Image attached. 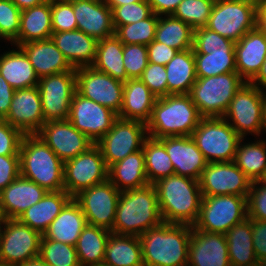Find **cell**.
I'll return each instance as SVG.
<instances>
[{"label":"cell","instance_id":"cell-22","mask_svg":"<svg viewBox=\"0 0 266 266\" xmlns=\"http://www.w3.org/2000/svg\"><path fill=\"white\" fill-rule=\"evenodd\" d=\"M77 29L97 41L115 35L112 9L105 0H72Z\"/></svg>","mask_w":266,"mask_h":266},{"label":"cell","instance_id":"cell-2","mask_svg":"<svg viewBox=\"0 0 266 266\" xmlns=\"http://www.w3.org/2000/svg\"><path fill=\"white\" fill-rule=\"evenodd\" d=\"M163 223L154 184L120 193L111 233L141 236Z\"/></svg>","mask_w":266,"mask_h":266},{"label":"cell","instance_id":"cell-63","mask_svg":"<svg viewBox=\"0 0 266 266\" xmlns=\"http://www.w3.org/2000/svg\"><path fill=\"white\" fill-rule=\"evenodd\" d=\"M108 4V6L113 9L116 6H122L125 4H130V3H134V2H140L143 0H105Z\"/></svg>","mask_w":266,"mask_h":266},{"label":"cell","instance_id":"cell-20","mask_svg":"<svg viewBox=\"0 0 266 266\" xmlns=\"http://www.w3.org/2000/svg\"><path fill=\"white\" fill-rule=\"evenodd\" d=\"M4 120L23 134H36L45 123L38 87L15 90Z\"/></svg>","mask_w":266,"mask_h":266},{"label":"cell","instance_id":"cell-24","mask_svg":"<svg viewBox=\"0 0 266 266\" xmlns=\"http://www.w3.org/2000/svg\"><path fill=\"white\" fill-rule=\"evenodd\" d=\"M47 191L37 183L19 175L0 192L2 219H18L32 205L39 202Z\"/></svg>","mask_w":266,"mask_h":266},{"label":"cell","instance_id":"cell-13","mask_svg":"<svg viewBox=\"0 0 266 266\" xmlns=\"http://www.w3.org/2000/svg\"><path fill=\"white\" fill-rule=\"evenodd\" d=\"M108 169L100 148L94 144L64 162V189L73 198L80 191L108 180Z\"/></svg>","mask_w":266,"mask_h":266},{"label":"cell","instance_id":"cell-44","mask_svg":"<svg viewBox=\"0 0 266 266\" xmlns=\"http://www.w3.org/2000/svg\"><path fill=\"white\" fill-rule=\"evenodd\" d=\"M39 256L49 266H81L75 246L47 239L44 235Z\"/></svg>","mask_w":266,"mask_h":266},{"label":"cell","instance_id":"cell-62","mask_svg":"<svg viewBox=\"0 0 266 266\" xmlns=\"http://www.w3.org/2000/svg\"><path fill=\"white\" fill-rule=\"evenodd\" d=\"M17 266H49L47 263H45L40 256L34 257L30 260H27L24 263H21Z\"/></svg>","mask_w":266,"mask_h":266},{"label":"cell","instance_id":"cell-61","mask_svg":"<svg viewBox=\"0 0 266 266\" xmlns=\"http://www.w3.org/2000/svg\"><path fill=\"white\" fill-rule=\"evenodd\" d=\"M21 11L49 0H11Z\"/></svg>","mask_w":266,"mask_h":266},{"label":"cell","instance_id":"cell-1","mask_svg":"<svg viewBox=\"0 0 266 266\" xmlns=\"http://www.w3.org/2000/svg\"><path fill=\"white\" fill-rule=\"evenodd\" d=\"M163 223L193 226L199 216L202 193L199 180L170 175L154 183Z\"/></svg>","mask_w":266,"mask_h":266},{"label":"cell","instance_id":"cell-46","mask_svg":"<svg viewBox=\"0 0 266 266\" xmlns=\"http://www.w3.org/2000/svg\"><path fill=\"white\" fill-rule=\"evenodd\" d=\"M21 10L11 0H0V38L18 47Z\"/></svg>","mask_w":266,"mask_h":266},{"label":"cell","instance_id":"cell-32","mask_svg":"<svg viewBox=\"0 0 266 266\" xmlns=\"http://www.w3.org/2000/svg\"><path fill=\"white\" fill-rule=\"evenodd\" d=\"M52 33L51 0L21 11L18 46L50 39Z\"/></svg>","mask_w":266,"mask_h":266},{"label":"cell","instance_id":"cell-42","mask_svg":"<svg viewBox=\"0 0 266 266\" xmlns=\"http://www.w3.org/2000/svg\"><path fill=\"white\" fill-rule=\"evenodd\" d=\"M145 155V170L149 184L175 174L172 161L165 146L158 140L147 137L142 146Z\"/></svg>","mask_w":266,"mask_h":266},{"label":"cell","instance_id":"cell-9","mask_svg":"<svg viewBox=\"0 0 266 266\" xmlns=\"http://www.w3.org/2000/svg\"><path fill=\"white\" fill-rule=\"evenodd\" d=\"M257 0L215 1L206 28L235 43L256 28Z\"/></svg>","mask_w":266,"mask_h":266},{"label":"cell","instance_id":"cell-50","mask_svg":"<svg viewBox=\"0 0 266 266\" xmlns=\"http://www.w3.org/2000/svg\"><path fill=\"white\" fill-rule=\"evenodd\" d=\"M193 50H235V42L206 27L194 29Z\"/></svg>","mask_w":266,"mask_h":266},{"label":"cell","instance_id":"cell-68","mask_svg":"<svg viewBox=\"0 0 266 266\" xmlns=\"http://www.w3.org/2000/svg\"><path fill=\"white\" fill-rule=\"evenodd\" d=\"M0 266H6L5 264H3L2 262H0Z\"/></svg>","mask_w":266,"mask_h":266},{"label":"cell","instance_id":"cell-54","mask_svg":"<svg viewBox=\"0 0 266 266\" xmlns=\"http://www.w3.org/2000/svg\"><path fill=\"white\" fill-rule=\"evenodd\" d=\"M20 175V155H0V192Z\"/></svg>","mask_w":266,"mask_h":266},{"label":"cell","instance_id":"cell-33","mask_svg":"<svg viewBox=\"0 0 266 266\" xmlns=\"http://www.w3.org/2000/svg\"><path fill=\"white\" fill-rule=\"evenodd\" d=\"M17 49L1 54L0 74L14 90L37 86L39 77L32 64L26 54Z\"/></svg>","mask_w":266,"mask_h":266},{"label":"cell","instance_id":"cell-51","mask_svg":"<svg viewBox=\"0 0 266 266\" xmlns=\"http://www.w3.org/2000/svg\"><path fill=\"white\" fill-rule=\"evenodd\" d=\"M139 79L157 98L167 96V75L165 66L149 62Z\"/></svg>","mask_w":266,"mask_h":266},{"label":"cell","instance_id":"cell-48","mask_svg":"<svg viewBox=\"0 0 266 266\" xmlns=\"http://www.w3.org/2000/svg\"><path fill=\"white\" fill-rule=\"evenodd\" d=\"M123 63L129 79L139 78L149 63L147 47L142 44H124Z\"/></svg>","mask_w":266,"mask_h":266},{"label":"cell","instance_id":"cell-40","mask_svg":"<svg viewBox=\"0 0 266 266\" xmlns=\"http://www.w3.org/2000/svg\"><path fill=\"white\" fill-rule=\"evenodd\" d=\"M243 140L239 141L233 162L252 182L260 181L266 172V140L246 144Z\"/></svg>","mask_w":266,"mask_h":266},{"label":"cell","instance_id":"cell-41","mask_svg":"<svg viewBox=\"0 0 266 266\" xmlns=\"http://www.w3.org/2000/svg\"><path fill=\"white\" fill-rule=\"evenodd\" d=\"M193 53L197 78L236 72L235 50H193Z\"/></svg>","mask_w":266,"mask_h":266},{"label":"cell","instance_id":"cell-31","mask_svg":"<svg viewBox=\"0 0 266 266\" xmlns=\"http://www.w3.org/2000/svg\"><path fill=\"white\" fill-rule=\"evenodd\" d=\"M86 225V217L80 205L72 198L43 235L47 239L75 246Z\"/></svg>","mask_w":266,"mask_h":266},{"label":"cell","instance_id":"cell-26","mask_svg":"<svg viewBox=\"0 0 266 266\" xmlns=\"http://www.w3.org/2000/svg\"><path fill=\"white\" fill-rule=\"evenodd\" d=\"M18 47L26 54L39 78L75 71L51 38L28 42Z\"/></svg>","mask_w":266,"mask_h":266},{"label":"cell","instance_id":"cell-4","mask_svg":"<svg viewBox=\"0 0 266 266\" xmlns=\"http://www.w3.org/2000/svg\"><path fill=\"white\" fill-rule=\"evenodd\" d=\"M202 116L188 94H170L154 103L146 123L148 137L191 136Z\"/></svg>","mask_w":266,"mask_h":266},{"label":"cell","instance_id":"cell-30","mask_svg":"<svg viewBox=\"0 0 266 266\" xmlns=\"http://www.w3.org/2000/svg\"><path fill=\"white\" fill-rule=\"evenodd\" d=\"M108 180L120 192L149 185L143 149L129 154L123 160L112 164L108 169Z\"/></svg>","mask_w":266,"mask_h":266},{"label":"cell","instance_id":"cell-17","mask_svg":"<svg viewBox=\"0 0 266 266\" xmlns=\"http://www.w3.org/2000/svg\"><path fill=\"white\" fill-rule=\"evenodd\" d=\"M251 184L233 161L207 163L199 179L202 196H247Z\"/></svg>","mask_w":266,"mask_h":266},{"label":"cell","instance_id":"cell-7","mask_svg":"<svg viewBox=\"0 0 266 266\" xmlns=\"http://www.w3.org/2000/svg\"><path fill=\"white\" fill-rule=\"evenodd\" d=\"M191 137L207 163L234 161L242 138L223 117H202Z\"/></svg>","mask_w":266,"mask_h":266},{"label":"cell","instance_id":"cell-45","mask_svg":"<svg viewBox=\"0 0 266 266\" xmlns=\"http://www.w3.org/2000/svg\"><path fill=\"white\" fill-rule=\"evenodd\" d=\"M215 0H182L173 16L189 24L193 29L205 27Z\"/></svg>","mask_w":266,"mask_h":266},{"label":"cell","instance_id":"cell-52","mask_svg":"<svg viewBox=\"0 0 266 266\" xmlns=\"http://www.w3.org/2000/svg\"><path fill=\"white\" fill-rule=\"evenodd\" d=\"M247 215L251 220L266 221V184L252 182L247 195Z\"/></svg>","mask_w":266,"mask_h":266},{"label":"cell","instance_id":"cell-39","mask_svg":"<svg viewBox=\"0 0 266 266\" xmlns=\"http://www.w3.org/2000/svg\"><path fill=\"white\" fill-rule=\"evenodd\" d=\"M194 29L173 15L159 16L155 41L178 51L193 49Z\"/></svg>","mask_w":266,"mask_h":266},{"label":"cell","instance_id":"cell-5","mask_svg":"<svg viewBox=\"0 0 266 266\" xmlns=\"http://www.w3.org/2000/svg\"><path fill=\"white\" fill-rule=\"evenodd\" d=\"M20 175L47 192L64 189V162L36 134H24L20 143Z\"/></svg>","mask_w":266,"mask_h":266},{"label":"cell","instance_id":"cell-34","mask_svg":"<svg viewBox=\"0 0 266 266\" xmlns=\"http://www.w3.org/2000/svg\"><path fill=\"white\" fill-rule=\"evenodd\" d=\"M252 220L247 217L232 226L226 233L231 266H257L258 260L252 243Z\"/></svg>","mask_w":266,"mask_h":266},{"label":"cell","instance_id":"cell-18","mask_svg":"<svg viewBox=\"0 0 266 266\" xmlns=\"http://www.w3.org/2000/svg\"><path fill=\"white\" fill-rule=\"evenodd\" d=\"M117 114L75 92L68 120L93 143H97L112 127Z\"/></svg>","mask_w":266,"mask_h":266},{"label":"cell","instance_id":"cell-35","mask_svg":"<svg viewBox=\"0 0 266 266\" xmlns=\"http://www.w3.org/2000/svg\"><path fill=\"white\" fill-rule=\"evenodd\" d=\"M165 69L167 95L189 94L197 79L193 49L178 51L165 65Z\"/></svg>","mask_w":266,"mask_h":266},{"label":"cell","instance_id":"cell-10","mask_svg":"<svg viewBox=\"0 0 266 266\" xmlns=\"http://www.w3.org/2000/svg\"><path fill=\"white\" fill-rule=\"evenodd\" d=\"M42 234L17 219H2L0 224V262L17 266L39 256Z\"/></svg>","mask_w":266,"mask_h":266},{"label":"cell","instance_id":"cell-8","mask_svg":"<svg viewBox=\"0 0 266 266\" xmlns=\"http://www.w3.org/2000/svg\"><path fill=\"white\" fill-rule=\"evenodd\" d=\"M247 217V196H203L199 216L193 227L196 230L225 234Z\"/></svg>","mask_w":266,"mask_h":266},{"label":"cell","instance_id":"cell-49","mask_svg":"<svg viewBox=\"0 0 266 266\" xmlns=\"http://www.w3.org/2000/svg\"><path fill=\"white\" fill-rule=\"evenodd\" d=\"M51 19L53 32L76 30L72 0H51Z\"/></svg>","mask_w":266,"mask_h":266},{"label":"cell","instance_id":"cell-57","mask_svg":"<svg viewBox=\"0 0 266 266\" xmlns=\"http://www.w3.org/2000/svg\"><path fill=\"white\" fill-rule=\"evenodd\" d=\"M15 90L0 74V118L5 119Z\"/></svg>","mask_w":266,"mask_h":266},{"label":"cell","instance_id":"cell-37","mask_svg":"<svg viewBox=\"0 0 266 266\" xmlns=\"http://www.w3.org/2000/svg\"><path fill=\"white\" fill-rule=\"evenodd\" d=\"M111 231L86 225L75 245L81 266H98L103 264L105 249Z\"/></svg>","mask_w":266,"mask_h":266},{"label":"cell","instance_id":"cell-16","mask_svg":"<svg viewBox=\"0 0 266 266\" xmlns=\"http://www.w3.org/2000/svg\"><path fill=\"white\" fill-rule=\"evenodd\" d=\"M76 91L83 97L111 109L117 115L123 103L124 82L94 69L92 66L78 67Z\"/></svg>","mask_w":266,"mask_h":266},{"label":"cell","instance_id":"cell-58","mask_svg":"<svg viewBox=\"0 0 266 266\" xmlns=\"http://www.w3.org/2000/svg\"><path fill=\"white\" fill-rule=\"evenodd\" d=\"M158 16L173 15L182 0H147Z\"/></svg>","mask_w":266,"mask_h":266},{"label":"cell","instance_id":"cell-28","mask_svg":"<svg viewBox=\"0 0 266 266\" xmlns=\"http://www.w3.org/2000/svg\"><path fill=\"white\" fill-rule=\"evenodd\" d=\"M71 199L72 197L65 190L47 192L39 202L23 212L17 220L43 235Z\"/></svg>","mask_w":266,"mask_h":266},{"label":"cell","instance_id":"cell-12","mask_svg":"<svg viewBox=\"0 0 266 266\" xmlns=\"http://www.w3.org/2000/svg\"><path fill=\"white\" fill-rule=\"evenodd\" d=\"M263 95V90L246 82L235 93L223 116L242 138L247 134L260 136L263 131Z\"/></svg>","mask_w":266,"mask_h":266},{"label":"cell","instance_id":"cell-27","mask_svg":"<svg viewBox=\"0 0 266 266\" xmlns=\"http://www.w3.org/2000/svg\"><path fill=\"white\" fill-rule=\"evenodd\" d=\"M52 41L73 68L91 66L95 60L98 41L78 29L53 32Z\"/></svg>","mask_w":266,"mask_h":266},{"label":"cell","instance_id":"cell-38","mask_svg":"<svg viewBox=\"0 0 266 266\" xmlns=\"http://www.w3.org/2000/svg\"><path fill=\"white\" fill-rule=\"evenodd\" d=\"M123 48L124 44L115 35L99 40L95 60L91 66L114 79L126 82L129 78L124 68Z\"/></svg>","mask_w":266,"mask_h":266},{"label":"cell","instance_id":"cell-25","mask_svg":"<svg viewBox=\"0 0 266 266\" xmlns=\"http://www.w3.org/2000/svg\"><path fill=\"white\" fill-rule=\"evenodd\" d=\"M266 59V34L257 28L248 31L235 43L236 72L250 82Z\"/></svg>","mask_w":266,"mask_h":266},{"label":"cell","instance_id":"cell-29","mask_svg":"<svg viewBox=\"0 0 266 266\" xmlns=\"http://www.w3.org/2000/svg\"><path fill=\"white\" fill-rule=\"evenodd\" d=\"M156 99L157 97L139 78L128 79L124 82L122 108L117 116L147 123Z\"/></svg>","mask_w":266,"mask_h":266},{"label":"cell","instance_id":"cell-55","mask_svg":"<svg viewBox=\"0 0 266 266\" xmlns=\"http://www.w3.org/2000/svg\"><path fill=\"white\" fill-rule=\"evenodd\" d=\"M148 60L151 63L165 66L178 52L164 43L153 40L147 46Z\"/></svg>","mask_w":266,"mask_h":266},{"label":"cell","instance_id":"cell-21","mask_svg":"<svg viewBox=\"0 0 266 266\" xmlns=\"http://www.w3.org/2000/svg\"><path fill=\"white\" fill-rule=\"evenodd\" d=\"M187 266H231L225 234L191 226Z\"/></svg>","mask_w":266,"mask_h":266},{"label":"cell","instance_id":"cell-3","mask_svg":"<svg viewBox=\"0 0 266 266\" xmlns=\"http://www.w3.org/2000/svg\"><path fill=\"white\" fill-rule=\"evenodd\" d=\"M139 239L144 266H187L190 225L162 223Z\"/></svg>","mask_w":266,"mask_h":266},{"label":"cell","instance_id":"cell-65","mask_svg":"<svg viewBox=\"0 0 266 266\" xmlns=\"http://www.w3.org/2000/svg\"><path fill=\"white\" fill-rule=\"evenodd\" d=\"M257 266H266V258L259 260Z\"/></svg>","mask_w":266,"mask_h":266},{"label":"cell","instance_id":"cell-66","mask_svg":"<svg viewBox=\"0 0 266 266\" xmlns=\"http://www.w3.org/2000/svg\"><path fill=\"white\" fill-rule=\"evenodd\" d=\"M260 181L263 182L264 184H266V172H265L263 178Z\"/></svg>","mask_w":266,"mask_h":266},{"label":"cell","instance_id":"cell-60","mask_svg":"<svg viewBox=\"0 0 266 266\" xmlns=\"http://www.w3.org/2000/svg\"><path fill=\"white\" fill-rule=\"evenodd\" d=\"M249 83L263 91L264 89L266 90V59L261 65V68L257 75Z\"/></svg>","mask_w":266,"mask_h":266},{"label":"cell","instance_id":"cell-64","mask_svg":"<svg viewBox=\"0 0 266 266\" xmlns=\"http://www.w3.org/2000/svg\"><path fill=\"white\" fill-rule=\"evenodd\" d=\"M262 124H263V132H266V91H264L263 95Z\"/></svg>","mask_w":266,"mask_h":266},{"label":"cell","instance_id":"cell-6","mask_svg":"<svg viewBox=\"0 0 266 266\" xmlns=\"http://www.w3.org/2000/svg\"><path fill=\"white\" fill-rule=\"evenodd\" d=\"M245 83L237 72L197 78L188 95L202 117H223Z\"/></svg>","mask_w":266,"mask_h":266},{"label":"cell","instance_id":"cell-15","mask_svg":"<svg viewBox=\"0 0 266 266\" xmlns=\"http://www.w3.org/2000/svg\"><path fill=\"white\" fill-rule=\"evenodd\" d=\"M120 191L109 181L80 191L73 199L80 205L88 225L112 230Z\"/></svg>","mask_w":266,"mask_h":266},{"label":"cell","instance_id":"cell-36","mask_svg":"<svg viewBox=\"0 0 266 266\" xmlns=\"http://www.w3.org/2000/svg\"><path fill=\"white\" fill-rule=\"evenodd\" d=\"M103 264L106 266H144L139 236L110 233Z\"/></svg>","mask_w":266,"mask_h":266},{"label":"cell","instance_id":"cell-14","mask_svg":"<svg viewBox=\"0 0 266 266\" xmlns=\"http://www.w3.org/2000/svg\"><path fill=\"white\" fill-rule=\"evenodd\" d=\"M37 87L44 121L68 120L71 100L76 92V71L41 77Z\"/></svg>","mask_w":266,"mask_h":266},{"label":"cell","instance_id":"cell-53","mask_svg":"<svg viewBox=\"0 0 266 266\" xmlns=\"http://www.w3.org/2000/svg\"><path fill=\"white\" fill-rule=\"evenodd\" d=\"M23 136L19 129L0 118V155H19Z\"/></svg>","mask_w":266,"mask_h":266},{"label":"cell","instance_id":"cell-43","mask_svg":"<svg viewBox=\"0 0 266 266\" xmlns=\"http://www.w3.org/2000/svg\"><path fill=\"white\" fill-rule=\"evenodd\" d=\"M158 19L159 16L153 13L145 20L119 26L115 30V36L123 44H142L147 46L155 40Z\"/></svg>","mask_w":266,"mask_h":266},{"label":"cell","instance_id":"cell-67","mask_svg":"<svg viewBox=\"0 0 266 266\" xmlns=\"http://www.w3.org/2000/svg\"><path fill=\"white\" fill-rule=\"evenodd\" d=\"M215 1H244V0H215Z\"/></svg>","mask_w":266,"mask_h":266},{"label":"cell","instance_id":"cell-11","mask_svg":"<svg viewBox=\"0 0 266 266\" xmlns=\"http://www.w3.org/2000/svg\"><path fill=\"white\" fill-rule=\"evenodd\" d=\"M148 137L146 123L117 117L111 129L96 143L107 167L142 149Z\"/></svg>","mask_w":266,"mask_h":266},{"label":"cell","instance_id":"cell-59","mask_svg":"<svg viewBox=\"0 0 266 266\" xmlns=\"http://www.w3.org/2000/svg\"><path fill=\"white\" fill-rule=\"evenodd\" d=\"M256 28L266 34V0H257Z\"/></svg>","mask_w":266,"mask_h":266},{"label":"cell","instance_id":"cell-19","mask_svg":"<svg viewBox=\"0 0 266 266\" xmlns=\"http://www.w3.org/2000/svg\"><path fill=\"white\" fill-rule=\"evenodd\" d=\"M63 161H67L87 151L93 143L78 131L69 120L45 122L36 133Z\"/></svg>","mask_w":266,"mask_h":266},{"label":"cell","instance_id":"cell-47","mask_svg":"<svg viewBox=\"0 0 266 266\" xmlns=\"http://www.w3.org/2000/svg\"><path fill=\"white\" fill-rule=\"evenodd\" d=\"M152 14V8L147 0L116 6L112 9L113 25L116 30L119 26L145 20Z\"/></svg>","mask_w":266,"mask_h":266},{"label":"cell","instance_id":"cell-56","mask_svg":"<svg viewBox=\"0 0 266 266\" xmlns=\"http://www.w3.org/2000/svg\"><path fill=\"white\" fill-rule=\"evenodd\" d=\"M252 243L257 260L266 258V221L252 220Z\"/></svg>","mask_w":266,"mask_h":266},{"label":"cell","instance_id":"cell-23","mask_svg":"<svg viewBox=\"0 0 266 266\" xmlns=\"http://www.w3.org/2000/svg\"><path fill=\"white\" fill-rule=\"evenodd\" d=\"M158 140L165 146L176 175L200 179L207 161L191 136L164 137Z\"/></svg>","mask_w":266,"mask_h":266}]
</instances>
